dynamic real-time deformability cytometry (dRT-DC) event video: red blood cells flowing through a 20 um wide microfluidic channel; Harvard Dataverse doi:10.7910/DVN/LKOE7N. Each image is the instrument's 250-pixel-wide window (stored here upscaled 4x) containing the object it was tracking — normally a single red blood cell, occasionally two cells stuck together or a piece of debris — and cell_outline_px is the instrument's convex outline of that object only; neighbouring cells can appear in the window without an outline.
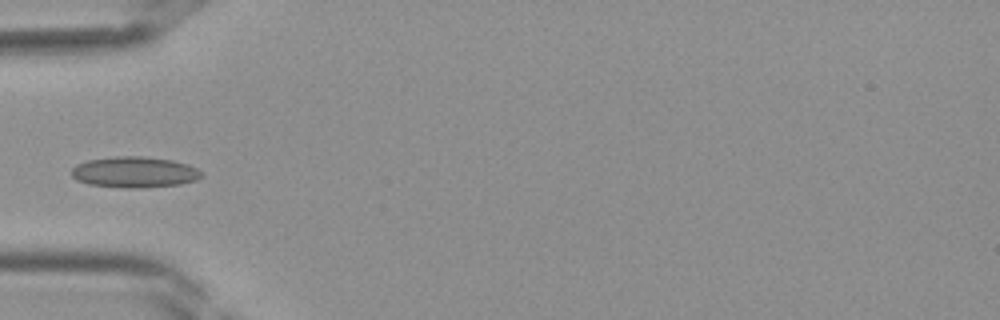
{"species": "Egyptian fruit bat (a non-hibernating species)", "species_latin": "Rousettus aegyptiacus", "temperature_condition": "room temperature", "stored_images_in_passage": 28, "camera_frame_rate_fps": 3000, "um_per_image_px": 0.085, "frame": {"image": 1, "passage_image": 1, "time_ms": 0.0, "image_size_px": [1000, 320], "cell_outline_px": [[204, 176], [196, 180], [180, 184], [140, 188], [128, 188], [88, 184], [76, 180], [72, 176], [72, 168], [76, 164], [88, 160], [116, 156], [144, 156], [172, 160], [188, 164], [196, 168]], "centroid_in_image_um": [11.43, 14.63], "position_along_channel_um": 73.6, "area_um2": 23.47}}
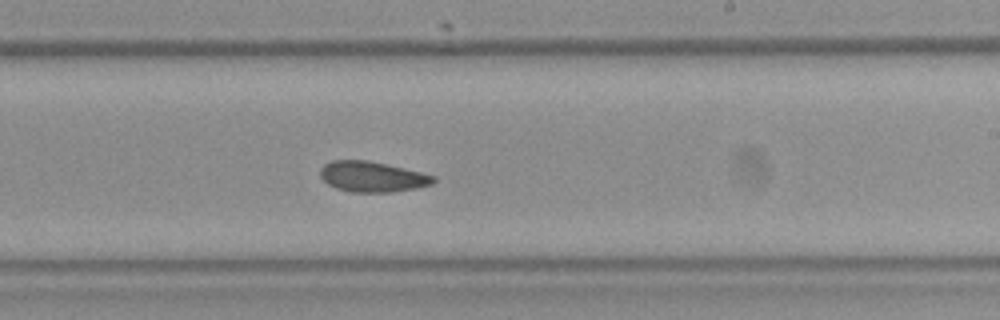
{"frame": {"image": 2, "passage_image": 12, "time_ms": 3.667, "image_size_px": [1000, 320], "cell_outline_px": [[436, 180], [432, 184], [416, 188], [392, 192], [352, 192], [336, 188], [328, 184], [320, 176], [320, 168], [324, 164], [332, 160], [368, 160], [404, 168], [436, 176]], "centroid_in_image_um": [31.63, 15.02], "position_along_channel_um": 257.4, "area_um2": 20.11}}
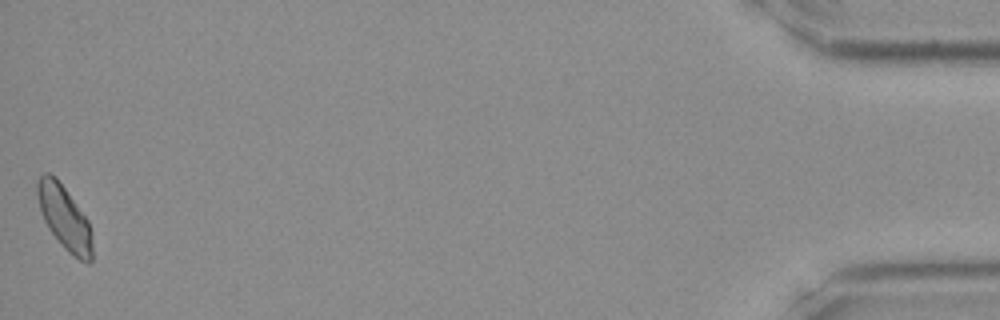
{"frame": {"image": 3, "passage_image": 28, "time_ms": 9.0, "image_size_px": [1000, 320], "cell_outline_px": [[92, 260], [88, 264], [80, 260], [68, 252], [64, 248], [48, 228], [44, 220], [40, 208], [36, 192], [36, 180], [44, 172], [48, 172], [56, 176], [88, 220], [92, 232]], "centroid_in_image_um": [5.48, 18.48], "position_along_channel_um": 429.7, "area_um2": 20.58}}